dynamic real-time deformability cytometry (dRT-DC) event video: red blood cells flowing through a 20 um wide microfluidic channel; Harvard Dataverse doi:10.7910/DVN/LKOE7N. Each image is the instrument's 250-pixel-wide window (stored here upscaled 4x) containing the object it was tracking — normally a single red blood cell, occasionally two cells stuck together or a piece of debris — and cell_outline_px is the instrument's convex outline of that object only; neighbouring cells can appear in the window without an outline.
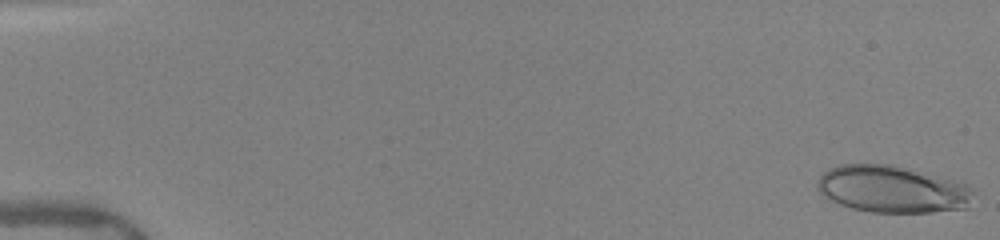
{"species": "human", "species_latin": "Homo sapiens", "temperature_condition": "warm", "stored_images_in_passage": 50, "camera_frame_rate_fps": 3000, "um_per_image_px": 0.085, "donor": {"sex": "female"}, "frame": {"image": 1, "passage_image": 1, "time_ms": 0.0, "image_size_px": [1000, 240], "cell_outline_px": [[972, 192], [968, 208], [932, 212], [872, 212], [852, 208], [840, 204], [824, 196], [816, 188], [816, 184], [820, 176], [824, 172], [840, 164], [892, 164], [968, 184], [972, 188]], "centroid_in_image_um": [75.83, 16.08], "position_along_channel_um": 9.2, "area_um2": 42.54}}
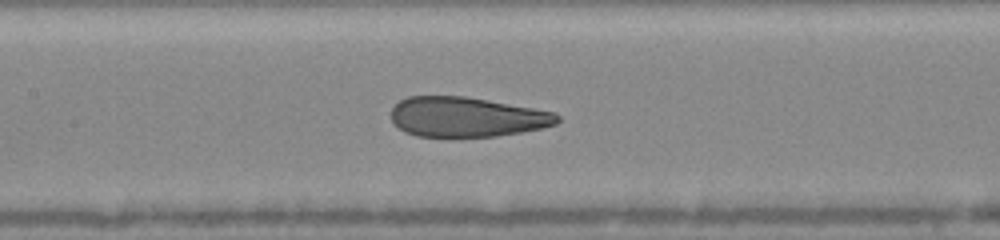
{"frame": {"image": 2, "passage_image": 25, "time_ms": 8.0, "image_size_px": [1000, 240], "cell_outline_px": [[560, 120], [556, 124], [540, 128], [520, 132], [496, 136], [416, 136], [404, 132], [392, 124], [392, 108], [400, 100], [408, 96], [464, 96], [488, 100], [556, 112], [560, 116]], "centroid_in_image_um": [39.65, 9.94], "position_along_channel_um": 167.8, "area_um2": 38.55}}
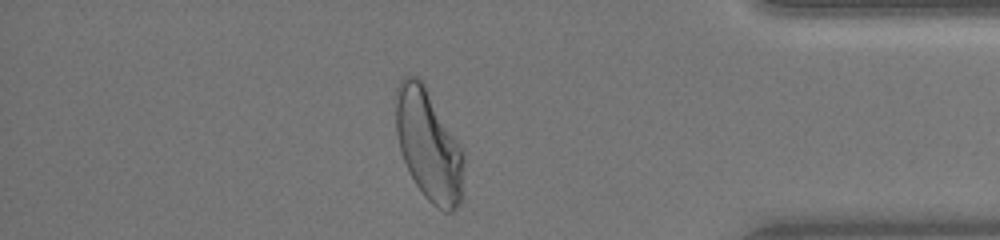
{"frame": {"image": 3, "passage_image": 44, "time_ms": 14.333, "image_size_px": [1000, 240], "cell_outline_px": [[464, 192], [456, 208], [452, 212], [444, 212], [436, 208], [424, 196], [408, 172], [400, 152], [396, 132], [396, 88], [400, 80], [404, 76], [416, 76], [424, 80], [460, 144], [464, 152]], "centroid_in_image_um": [36.45, 12.33], "position_along_channel_um": 398.7, "area_um2": 45.08}, "authors_computed_cell_mechanics": {"area_um2": 41.2692, "velocity_mm_per_s": 4.0336, "shape_relaxation_time_tau1_ms": 4.9483, "shape_relaxation_time_tau2_ms": 0.8032, "deformation_change_tau1": 0.2179, "deformation_change_tau2": 0.0789}}